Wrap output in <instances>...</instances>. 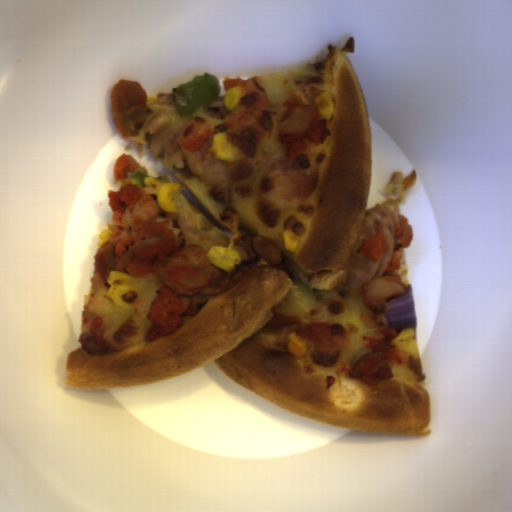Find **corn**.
Here are the masks:
<instances>
[{
    "mask_svg": "<svg viewBox=\"0 0 512 512\" xmlns=\"http://www.w3.org/2000/svg\"><path fill=\"white\" fill-rule=\"evenodd\" d=\"M131 278L124 271H111L106 282L111 285L107 296L116 306L131 307L138 305L141 295L140 291L129 284Z\"/></svg>",
    "mask_w": 512,
    "mask_h": 512,
    "instance_id": "corn-1",
    "label": "corn"
},
{
    "mask_svg": "<svg viewBox=\"0 0 512 512\" xmlns=\"http://www.w3.org/2000/svg\"><path fill=\"white\" fill-rule=\"evenodd\" d=\"M145 192L155 194L158 209L166 212H178L176 199L180 192L186 190L181 182H162L157 178H143Z\"/></svg>",
    "mask_w": 512,
    "mask_h": 512,
    "instance_id": "corn-2",
    "label": "corn"
},
{
    "mask_svg": "<svg viewBox=\"0 0 512 512\" xmlns=\"http://www.w3.org/2000/svg\"><path fill=\"white\" fill-rule=\"evenodd\" d=\"M206 256L212 264L227 273L237 268L241 261L240 251L216 245L208 249Z\"/></svg>",
    "mask_w": 512,
    "mask_h": 512,
    "instance_id": "corn-3",
    "label": "corn"
},
{
    "mask_svg": "<svg viewBox=\"0 0 512 512\" xmlns=\"http://www.w3.org/2000/svg\"><path fill=\"white\" fill-rule=\"evenodd\" d=\"M240 151L231 145L224 132L213 134L211 154L222 162L233 161L239 157Z\"/></svg>",
    "mask_w": 512,
    "mask_h": 512,
    "instance_id": "corn-4",
    "label": "corn"
},
{
    "mask_svg": "<svg viewBox=\"0 0 512 512\" xmlns=\"http://www.w3.org/2000/svg\"><path fill=\"white\" fill-rule=\"evenodd\" d=\"M415 332L413 328H405L396 337L391 339L390 345H394L395 348L408 352V354L415 357H419V349L414 340Z\"/></svg>",
    "mask_w": 512,
    "mask_h": 512,
    "instance_id": "corn-5",
    "label": "corn"
},
{
    "mask_svg": "<svg viewBox=\"0 0 512 512\" xmlns=\"http://www.w3.org/2000/svg\"><path fill=\"white\" fill-rule=\"evenodd\" d=\"M285 344L287 349L295 358L304 356L308 352V343L297 332H290L285 337Z\"/></svg>",
    "mask_w": 512,
    "mask_h": 512,
    "instance_id": "corn-6",
    "label": "corn"
},
{
    "mask_svg": "<svg viewBox=\"0 0 512 512\" xmlns=\"http://www.w3.org/2000/svg\"><path fill=\"white\" fill-rule=\"evenodd\" d=\"M242 94L243 90L240 85H237L226 91L223 97V105L226 108V110H228L229 112L233 111L238 106Z\"/></svg>",
    "mask_w": 512,
    "mask_h": 512,
    "instance_id": "corn-7",
    "label": "corn"
},
{
    "mask_svg": "<svg viewBox=\"0 0 512 512\" xmlns=\"http://www.w3.org/2000/svg\"><path fill=\"white\" fill-rule=\"evenodd\" d=\"M314 104H317L320 116L330 115L334 111L333 98L326 91L314 97Z\"/></svg>",
    "mask_w": 512,
    "mask_h": 512,
    "instance_id": "corn-8",
    "label": "corn"
},
{
    "mask_svg": "<svg viewBox=\"0 0 512 512\" xmlns=\"http://www.w3.org/2000/svg\"><path fill=\"white\" fill-rule=\"evenodd\" d=\"M284 249L295 252L300 245V238L292 230H284L282 233Z\"/></svg>",
    "mask_w": 512,
    "mask_h": 512,
    "instance_id": "corn-9",
    "label": "corn"
},
{
    "mask_svg": "<svg viewBox=\"0 0 512 512\" xmlns=\"http://www.w3.org/2000/svg\"><path fill=\"white\" fill-rule=\"evenodd\" d=\"M113 233L110 229L100 230L98 234V244L97 247H101L103 244H105L108 239L111 237Z\"/></svg>",
    "mask_w": 512,
    "mask_h": 512,
    "instance_id": "corn-10",
    "label": "corn"
}]
</instances>
